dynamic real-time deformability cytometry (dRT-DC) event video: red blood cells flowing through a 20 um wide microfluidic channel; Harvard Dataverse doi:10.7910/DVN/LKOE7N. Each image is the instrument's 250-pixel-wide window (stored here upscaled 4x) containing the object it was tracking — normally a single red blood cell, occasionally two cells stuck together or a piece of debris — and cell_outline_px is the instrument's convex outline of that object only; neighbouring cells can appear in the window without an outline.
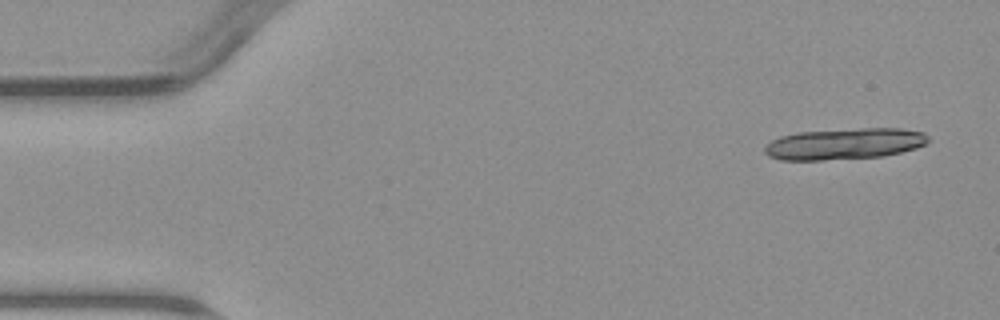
{"species": "common noctule bat (a hibernating species)", "species_latin": "Nyctalus noctula", "temperature_condition": "warm", "stored_images_in_passage": 6, "segment_of_instrument_passage": [2, 2], "camera_frame_rate_fps": 3000, "um_per_image_px": 0.085, "animal": {"sex": "male", "body_mass_g": 23.1, "forearm_length_mm": 52.7}, "frame": {"image": 1, "passage_image": 6, "time_ms": 6.333, "image_size_px": [1000, 320], "cell_outline_px": [[928, 140], [924, 144], [916, 148], [884, 156], [824, 160], [780, 160], [768, 156], [764, 152], [764, 148], [772, 140], [780, 136], [800, 132], [860, 128], [900, 128], [924, 132], [928, 136]], "centroid_in_image_um": [71.77, 12.23], "position_along_channel_um": 13.2, "area_um2": 29.77}}